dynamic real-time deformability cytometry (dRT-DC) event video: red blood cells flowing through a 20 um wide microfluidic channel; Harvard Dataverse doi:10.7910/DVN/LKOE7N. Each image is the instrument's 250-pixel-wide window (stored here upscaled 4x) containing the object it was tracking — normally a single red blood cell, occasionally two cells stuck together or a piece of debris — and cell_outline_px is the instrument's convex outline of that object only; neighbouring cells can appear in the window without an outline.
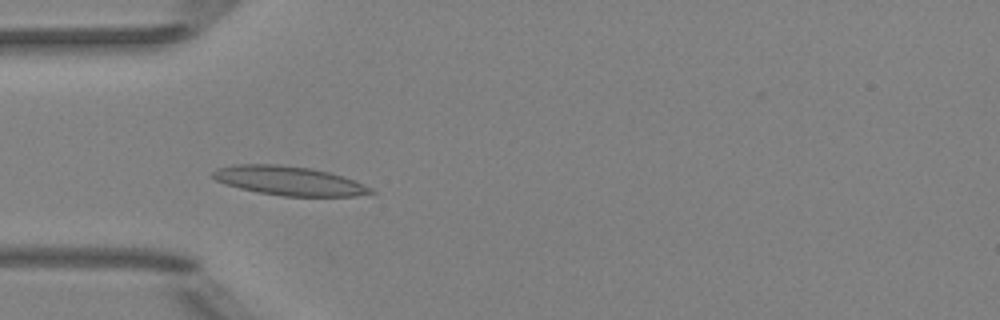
{"species": "Egyptian fruit bat (a non-hibernating species)", "species_latin": "Rousettus aegyptiacus", "temperature_condition": "room temperature", "stored_images_in_passage": 37, "camera_frame_rate_fps": 3000, "um_per_image_px": 0.085, "animal": {"sex": "female"}, "frame": {"image": 1, "passage_image": 1, "time_ms": 0.0, "image_size_px": [1000, 320], "cell_outline_px": [[376, 192], [356, 196], [284, 196], [256, 192], [240, 188], [216, 180], [212, 176], [212, 172], [216, 168], [232, 164], [280, 164], [312, 168], [344, 176], [372, 188]], "centroid_in_image_um": [24.56, 15.36], "position_along_channel_um": 60.4, "area_um2": 26.82}}
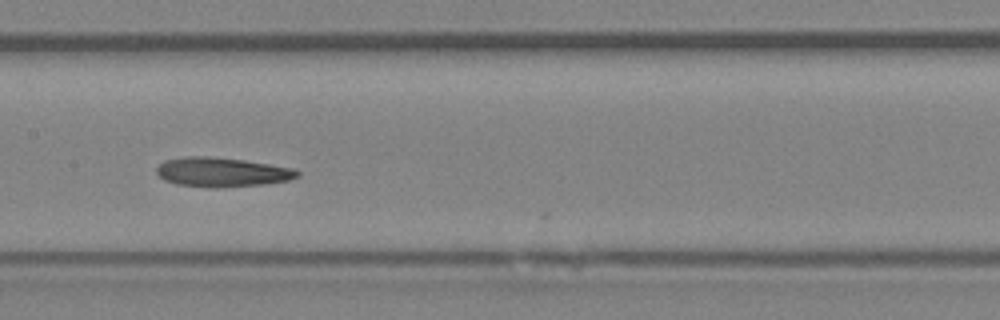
{"frame": {"image": 2, "passage_image": 11, "time_ms": 3.333, "image_size_px": [1000, 320], "cell_outline_px": [[300, 176], [288, 180], [264, 184], [212, 188], [208, 188], [176, 184], [164, 180], [156, 172], [156, 168], [164, 160], [184, 156], [208, 156], [244, 160], [296, 168], [300, 172]], "centroid_in_image_um": [18.86, 14.63], "position_along_channel_um": 188.5, "area_um2": 24.28}}
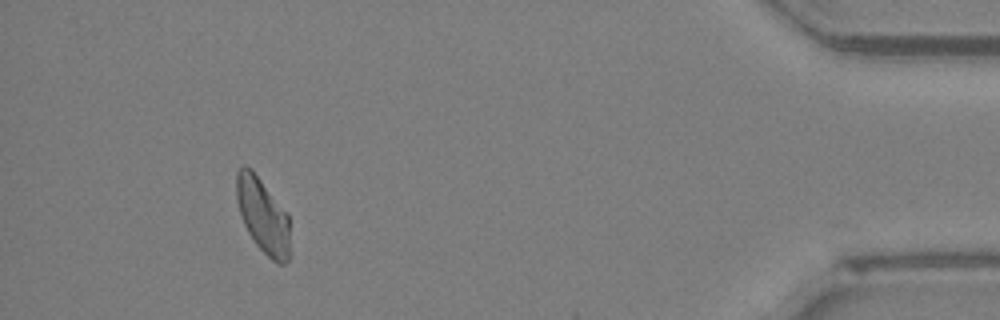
{"frame": {"image": 3, "passage_image": 33, "time_ms": 10.667, "image_size_px": [1000, 320], "cell_outline_px": [[292, 256], [284, 264], [276, 264], [256, 244], [248, 232], [240, 216], [236, 200], [236, 172], [244, 164], [252, 168], [288, 212]], "centroid_in_image_um": [22.38, 18.33], "position_along_channel_um": 412.8, "area_um2": 24.22}}